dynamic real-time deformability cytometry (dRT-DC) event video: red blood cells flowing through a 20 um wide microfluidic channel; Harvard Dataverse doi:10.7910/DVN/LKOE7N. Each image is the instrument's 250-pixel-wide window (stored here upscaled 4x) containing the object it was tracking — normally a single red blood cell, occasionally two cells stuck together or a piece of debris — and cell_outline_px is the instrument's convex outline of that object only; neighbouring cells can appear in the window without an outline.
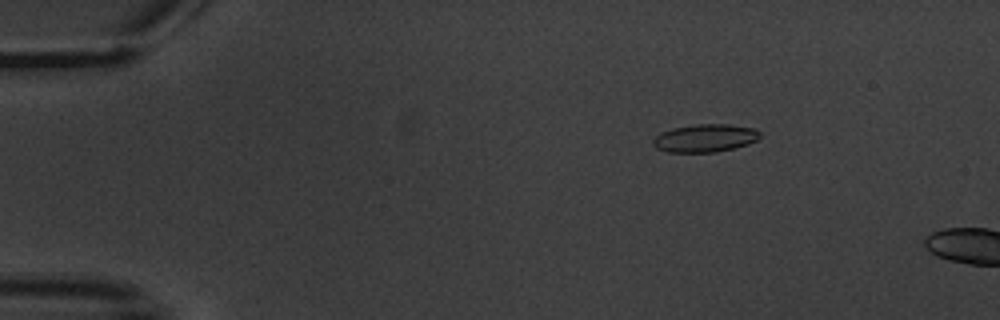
{"species": "common noctule bat (a hibernating species)", "species_latin": "Nyctalus noctula", "temperature_condition": "warm", "stored_images_in_passage": 4, "camera_frame_rate_fps": 3000, "um_per_image_px": 0.085, "animal": {"sex": "male", "body_mass_g": 20.1, "forearm_length_mm": 53.5}, "frame": {"image": 1, "passage_image": 3, "time_ms": 2.333, "image_size_px": [1000, 320], "cell_outline_px": [[760, 136], [756, 140], [748, 144], [716, 152], [668, 152], [656, 148], [652, 144], [652, 140], [656, 136], [672, 128], [696, 124], [728, 124], [756, 128], [760, 132]], "centroid_in_image_um": [59.94, 11.73], "position_along_channel_um": 25.1, "area_um2": 17.34}}